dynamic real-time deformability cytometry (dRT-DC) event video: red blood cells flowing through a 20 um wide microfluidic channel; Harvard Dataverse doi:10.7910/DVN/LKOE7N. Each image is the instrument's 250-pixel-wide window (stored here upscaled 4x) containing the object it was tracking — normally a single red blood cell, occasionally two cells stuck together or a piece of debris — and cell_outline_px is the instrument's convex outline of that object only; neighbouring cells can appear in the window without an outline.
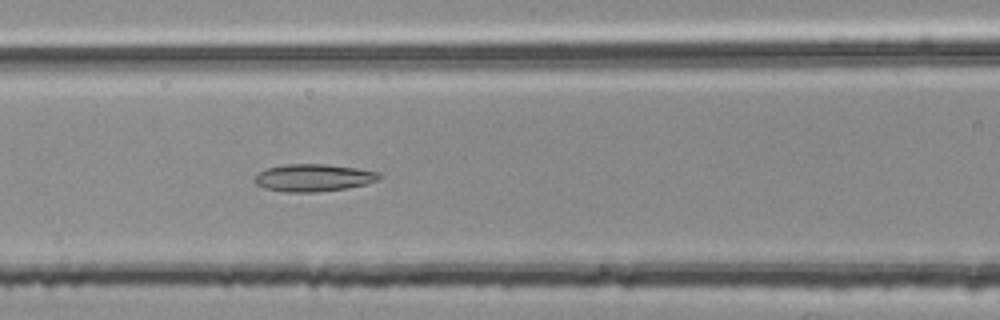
{"species": "common noctule bat (a hibernating species)", "species_latin": "Nyctalus noctula", "temperature_condition": "room temperature", "stored_images_in_passage": 46, "camera_frame_rate_fps": 3000, "um_per_image_px": 0.085, "animal": {"sex": "female", "body_mass_g": 25.1}, "frame": {"image": 1, "passage_image": 22, "time_ms": 7.0, "image_size_px": [1000, 320], "cell_outline_px": [[384, 176], [380, 180], [368, 184], [348, 188], [316, 192], [284, 192], [264, 188], [256, 184], [256, 176], [264, 168], [284, 164], [328, 164], [356, 168], [380, 172]], "centroid_in_image_um": [26.71, 15.1], "position_along_channel_um": 139.9, "area_um2": 20.17}}
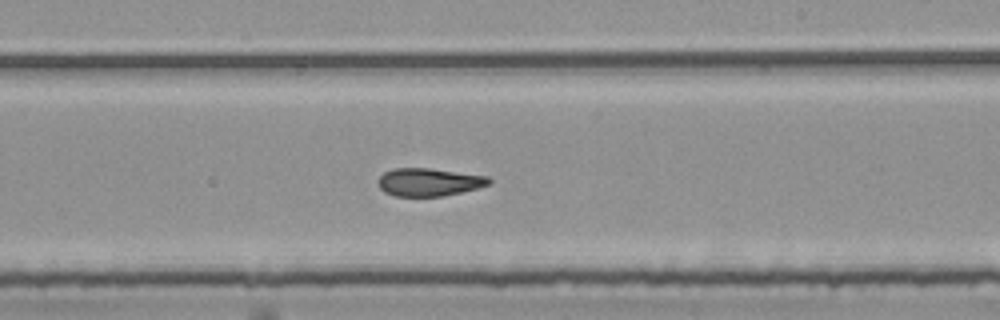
{"frame": {"image": 2, "passage_image": 31, "time_ms": 10.0, "image_size_px": [1000, 320], "cell_outline_px": [[492, 180], [488, 184], [476, 188], [444, 196], [392, 196], [384, 192], [380, 188], [380, 176], [384, 172], [392, 168], [428, 168], [488, 176]], "centroid_in_image_um": [36.44, 15.48], "position_along_channel_um": 252.6, "area_um2": 17.86}}
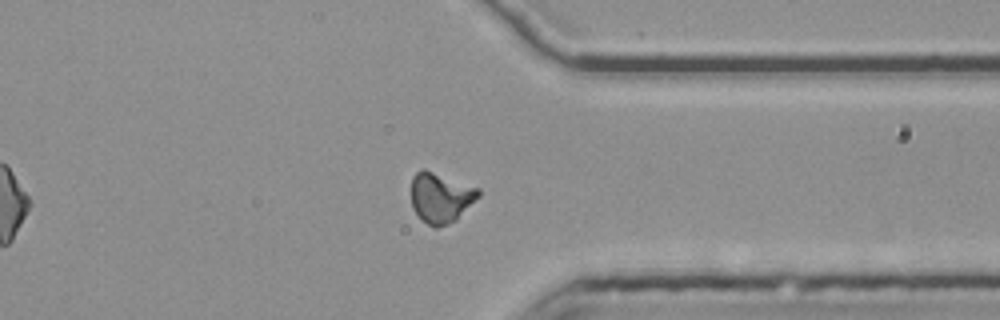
{"frame": {"image": 3, "passage_image": 41, "time_ms": 13.333, "image_size_px": [1000, 320], "cell_outline_px": [[480, 196], [456, 220], [448, 224], [436, 228], [432, 228], [412, 208], [412, 176], [416, 172], [424, 168], [480, 188]], "centroid_in_image_um": [37.48, 16.78], "position_along_channel_um": 373.9, "area_um2": 19.71}, "authors_computed_cell_mechanics": {"area_um2": 19.652, "velocity_mm_per_s": 3.77, "shape_relaxation_time_tau1_ms": null, "shape_relaxation_time_tau2_ms": 3.1638, "deformation_change_tau1": null, "deformation_change_tau2": 0.1208}}